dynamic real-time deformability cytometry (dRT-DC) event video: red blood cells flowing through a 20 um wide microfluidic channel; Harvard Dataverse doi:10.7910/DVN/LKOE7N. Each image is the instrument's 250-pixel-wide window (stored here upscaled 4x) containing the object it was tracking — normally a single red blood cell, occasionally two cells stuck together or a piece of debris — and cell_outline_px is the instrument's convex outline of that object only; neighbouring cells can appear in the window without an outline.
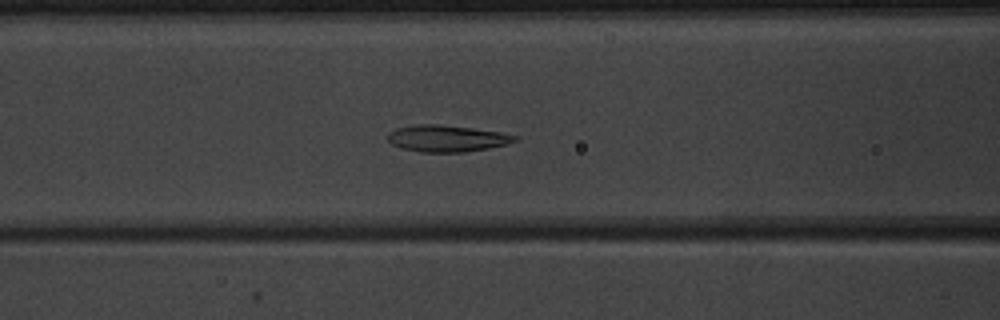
{"species": "common noctule bat (a hibernating species)", "species_latin": "Nyctalus noctula", "temperature_condition": "warm", "stored_images_in_passage": 51, "camera_frame_rate_fps": 3000, "um_per_image_px": 0.085, "animal": {"sex": "male", "body_mass_g": 20.1, "forearm_length_mm": 53.5}, "frame": {"image": 1, "passage_image": 22, "time_ms": 7.0, "image_size_px": [1000, 320], "cell_outline_px": [[520, 140], [508, 144], [488, 148], [464, 152], [420, 152], [400, 148], [392, 144], [388, 140], [388, 132], [396, 128], [416, 124], [436, 124], [472, 128], [500, 132], [516, 136]], "centroid_in_image_um": [37.97, 11.77], "position_along_channel_um": 128.6, "area_um2": 19.77}}
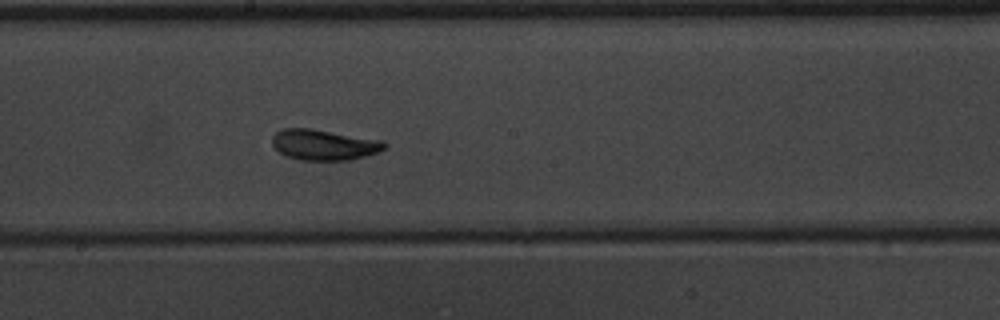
{"frame": {"image": 2, "passage_image": 29, "time_ms": 9.333, "image_size_px": [1000, 320], "cell_outline_px": [[388, 144], [380, 152], [368, 156], [352, 160], [300, 160], [288, 156], [280, 152], [272, 144], [272, 136], [276, 132], [284, 128], [308, 128], [384, 140]], "centroid_in_image_um": [27.59, 12.31], "position_along_channel_um": 220.6, "area_um2": 20.17}}
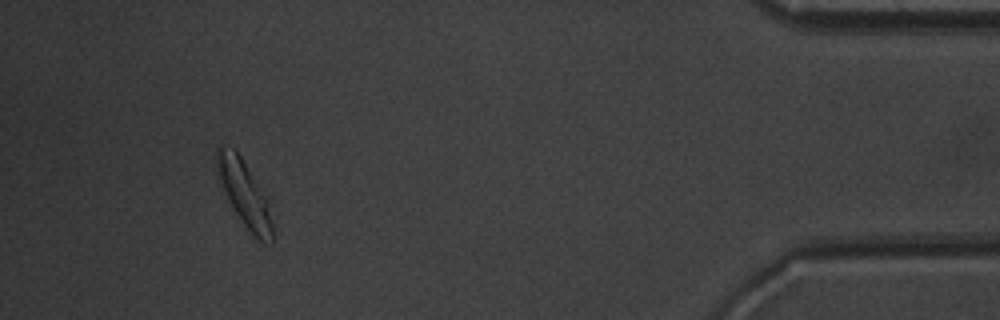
{"frame": {"image": 3, "passage_image": 48, "time_ms": 15.667, "image_size_px": [1000, 320], "cell_outline_px": [[272, 244], [256, 240], [252, 236], [232, 208], [220, 184], [216, 168], [216, 148], [220, 144], [232, 148], [240, 156], [268, 200], [272, 224]], "centroid_in_image_um": [20.75, 16.48], "position_along_channel_um": 414.5, "area_um2": 21.21}, "authors_computed_cell_mechanics": {"area_um2": 20.0566, "velocity_mm_per_s": 3.9537, "shape_relaxation_time_tau1_ms": 4.0389, "shape_relaxation_time_tau2_ms": 2.5593, "deformation_change_tau1": 0.1371, "deformation_change_tau2": 0.0767}}